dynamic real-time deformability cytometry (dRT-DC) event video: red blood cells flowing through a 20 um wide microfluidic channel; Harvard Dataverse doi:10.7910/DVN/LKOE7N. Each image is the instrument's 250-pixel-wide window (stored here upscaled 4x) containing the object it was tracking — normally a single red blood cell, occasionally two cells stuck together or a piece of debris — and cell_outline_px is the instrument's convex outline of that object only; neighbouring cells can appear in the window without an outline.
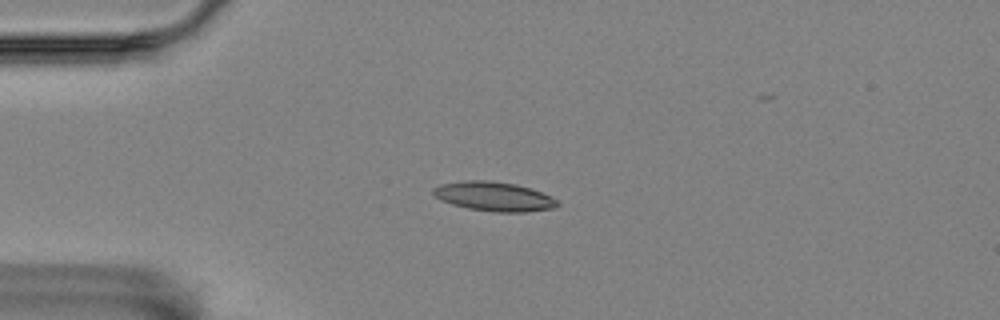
{"species": "Egyptian fruit bat (a non-hibernating species)", "species_latin": "Rousettus aegyptiacus", "temperature_condition": "room temperature", "stored_images_in_passage": 45, "camera_frame_rate_fps": 3000, "um_per_image_px": 0.085, "animal": {"sex": "female"}, "frame": {"image": 1, "passage_image": 1, "time_ms": 0.0, "image_size_px": [1000, 320], "cell_outline_px": [[560, 204], [552, 208], [524, 212], [496, 212], [468, 208], [452, 204], [440, 200], [432, 192], [432, 188], [440, 184], [468, 180], [488, 180], [516, 184], [552, 196], [560, 200]], "centroid_in_image_um": [41.99, 16.69], "position_along_channel_um": 43.0, "area_um2": 21.15}}
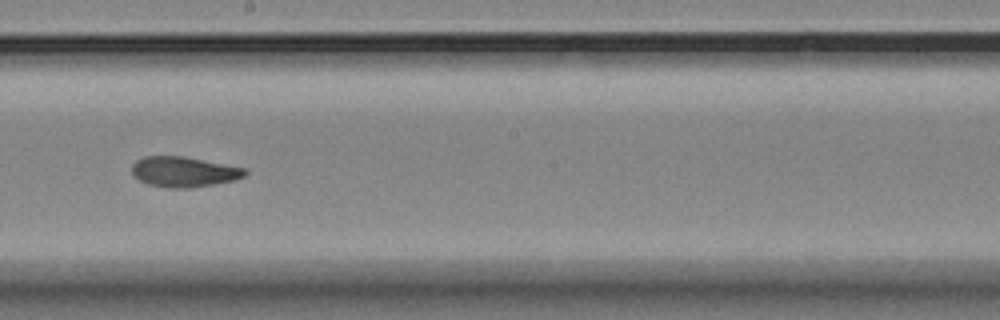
{"frame": {"image": 2, "passage_image": 19, "time_ms": 6.0, "image_size_px": [1000, 320], "cell_outline_px": [[248, 172], [244, 176], [232, 180], [192, 188], [168, 188], [148, 184], [140, 180], [132, 172], [132, 164], [136, 160], [144, 156], [184, 156], [244, 168]], "centroid_in_image_um": [15.59, 14.6], "position_along_channel_um": 232.6, "area_um2": 19.77}}
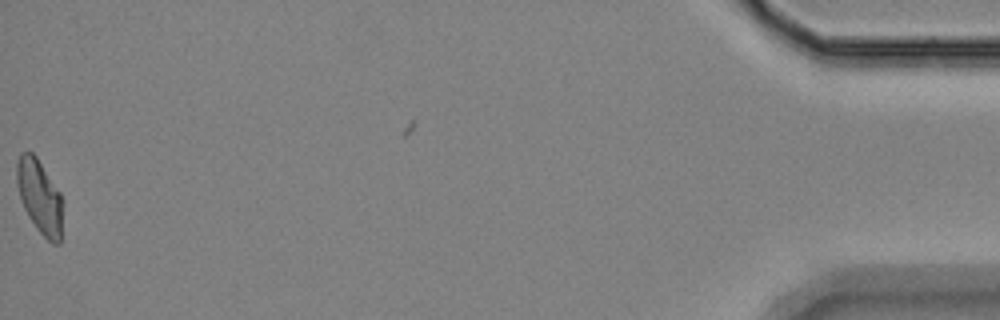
{"frame": {"image": 3, "passage_image": 44, "time_ms": 14.333, "image_size_px": [1000, 320], "cell_outline_px": [[60, 244], [52, 244], [36, 228], [28, 216], [24, 208], [20, 196], [16, 180], [16, 164], [20, 152], [32, 152], [36, 156], [60, 192]], "centroid_in_image_um": [3.32, 16.68], "position_along_channel_um": 431.9, "area_um2": 19.25}, "authors_computed_cell_mechanics": {"area_um2": 19.8832, "velocity_mm_per_s": 3.5191, "shape_relaxation_time_tau1_ms": 7.6373, "shape_relaxation_time_tau2_ms": 2.7213, "deformation_change_tau1": 0.214, "deformation_change_tau2": 0.089}}